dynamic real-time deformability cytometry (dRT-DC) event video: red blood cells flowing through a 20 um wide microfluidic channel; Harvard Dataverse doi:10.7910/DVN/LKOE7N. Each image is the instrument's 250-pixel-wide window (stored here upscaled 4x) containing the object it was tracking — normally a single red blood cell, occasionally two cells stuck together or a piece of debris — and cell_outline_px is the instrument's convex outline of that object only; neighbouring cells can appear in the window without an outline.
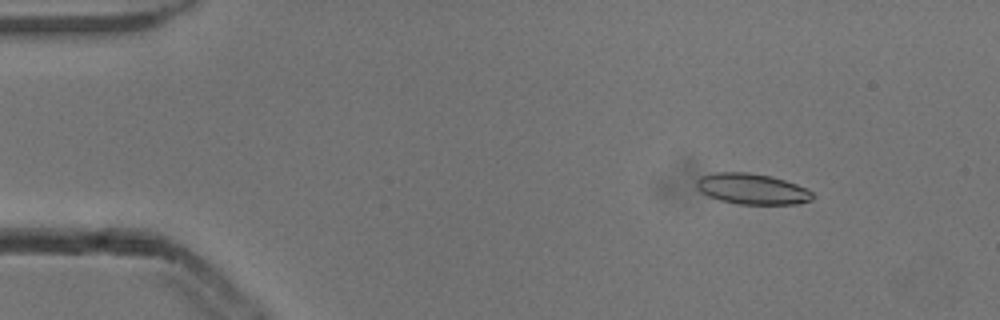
{"species": "common noctule bat (a hibernating species)", "species_latin": "Nyctalus noctula", "temperature_condition": "cold", "stored_images_in_passage": 16, "camera_frame_rate_fps": 3000, "um_per_image_px": 0.085, "animal": {"sex": "male", "body_mass_g": 13.3}, "frame": {"image": 1, "passage_image": 7, "time_ms": 2.0, "image_size_px": [1000, 320], "cell_outline_px": [[816, 196], [812, 200], [800, 204], [736, 204], [720, 200], [708, 196], [700, 192], [696, 188], [696, 180], [700, 176], [716, 172], [748, 172], [772, 176], [796, 184], [812, 192]], "centroid_in_image_um": [63.91, 16.06], "position_along_channel_um": 21.1, "area_um2": 21.04}}